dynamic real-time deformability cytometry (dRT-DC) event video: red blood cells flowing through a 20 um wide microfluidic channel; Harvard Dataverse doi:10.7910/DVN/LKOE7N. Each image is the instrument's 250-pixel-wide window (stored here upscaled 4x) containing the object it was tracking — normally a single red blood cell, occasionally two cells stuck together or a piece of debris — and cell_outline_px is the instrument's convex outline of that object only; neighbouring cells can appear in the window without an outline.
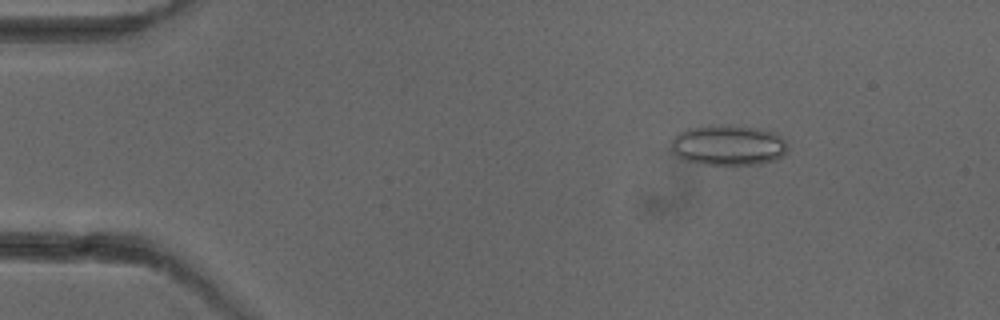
{"species": "common noctule bat (a hibernating species)", "species_latin": "Nyctalus noctula", "temperature_condition": "cold", "stored_images_in_passage": 5, "camera_frame_rate_fps": 3000, "um_per_image_px": 0.085, "animal": {"sex": "female"}, "frame": {"image": 1, "passage_image": 2, "time_ms": 1.0, "image_size_px": [1000, 320], "cell_outline_px": [[788, 148], [784, 156], [760, 164], [700, 164], [680, 160], [672, 152], [672, 140], [676, 132], [688, 128], [760, 128], [776, 132], [788, 144]], "centroid_in_image_um": [61.9, 12.39], "position_along_channel_um": 23.1, "area_um2": 26.88}}